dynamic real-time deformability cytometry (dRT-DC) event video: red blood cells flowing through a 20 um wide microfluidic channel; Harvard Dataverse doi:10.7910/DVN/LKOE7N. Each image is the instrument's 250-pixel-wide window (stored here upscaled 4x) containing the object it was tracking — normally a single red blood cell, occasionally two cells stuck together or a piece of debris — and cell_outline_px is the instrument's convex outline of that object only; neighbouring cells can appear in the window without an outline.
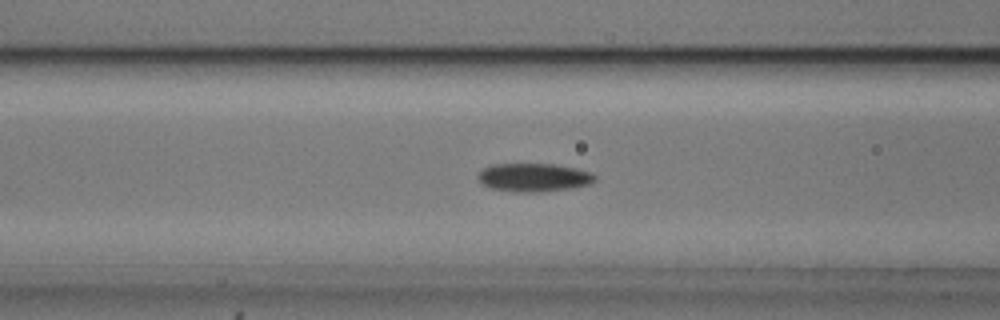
{"species": "common noctule bat (a hibernating species)", "species_latin": "Nyctalus noctula", "temperature_condition": "cold", "stored_images_in_passage": 33, "camera_frame_rate_fps": 3000, "um_per_image_px": 0.085, "animal": {"sex": "male", "body_mass_g": 20.5, "forearm_length_mm": 52.5}, "frame": {"image": 1, "passage_image": 10, "time_ms": 3.0, "image_size_px": [1000, 320], "cell_outline_px": [[596, 180], [588, 184], [572, 188], [536, 192], [516, 192], [488, 188], [480, 184], [476, 176], [484, 168], [492, 164], [556, 164], [576, 168], [588, 172], [596, 176]], "centroid_in_image_um": [45.31, 15.08], "position_along_channel_um": 121.3, "area_um2": 19.42}}
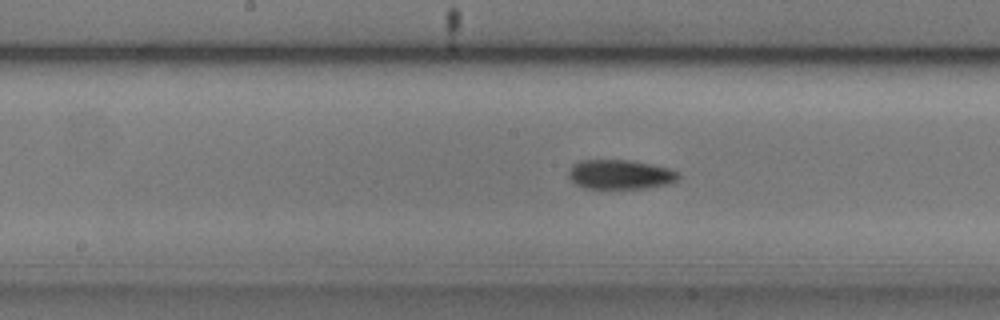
{"frame": {"image": 2, "passage_image": 16, "time_ms": 5.0, "image_size_px": [1000, 320], "cell_outline_px": [[680, 176], [676, 180], [668, 184], [648, 188], [584, 188], [576, 184], [568, 176], [568, 172], [572, 164], [580, 160], [632, 160], [652, 164], [668, 168], [680, 172]], "centroid_in_image_um": [52.72, 14.82], "position_along_channel_um": 195.5, "area_um2": 18.96}}
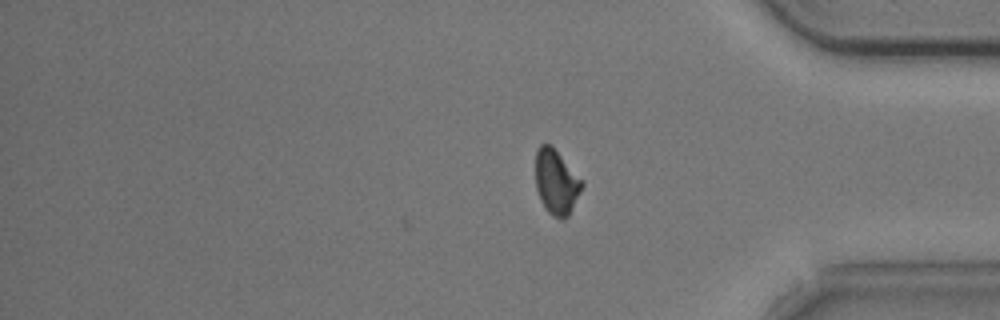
{"frame": {"image": 3, "passage_image": 33, "time_ms": 10.667, "image_size_px": [1000, 320], "cell_outline_px": [[584, 184], [568, 216], [564, 220], [560, 220], [552, 216], [544, 208], [540, 200], [536, 188], [536, 148], [540, 144], [552, 144], [584, 180]], "centroid_in_image_um": [47.29, 15.45], "position_along_channel_um": 387.9, "area_um2": 17.98}, "authors_computed_cell_mechanics": {"area_um2": 18.8428, "velocity_mm_per_s": 3.6895, "shape_relaxation_time_tau1_ms": 4.2493, "shape_relaxation_time_tau2_ms": 8.7348, "deformation_change_tau1": 0.1022, "deformation_change_tau2": 0.1252}}